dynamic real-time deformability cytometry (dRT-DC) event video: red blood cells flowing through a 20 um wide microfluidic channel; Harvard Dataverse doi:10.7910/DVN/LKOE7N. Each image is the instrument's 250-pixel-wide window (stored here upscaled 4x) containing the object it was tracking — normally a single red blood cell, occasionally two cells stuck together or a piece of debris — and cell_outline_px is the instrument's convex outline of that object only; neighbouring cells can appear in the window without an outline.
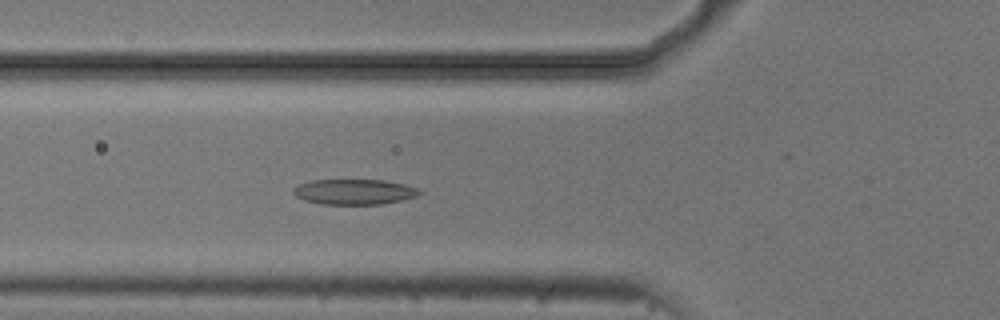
{"species": "common noctule bat (a hibernating species)", "species_latin": "Nyctalus noctula", "temperature_condition": "cold", "stored_images_in_passage": 55, "camera_frame_rate_fps": 3000, "um_per_image_px": 0.085, "animal": {"sex": "male", "body_mass_g": 20.5, "forearm_length_mm": 52.5}, "frame": {"image": 1, "passage_image": 20, "time_ms": 6.333, "image_size_px": [1000, 320], "cell_outline_px": [[424, 192], [416, 196], [384, 204], [320, 204], [304, 200], [296, 196], [292, 192], [292, 188], [300, 184], [312, 180], [384, 180], [404, 184], [420, 188]], "centroid_in_image_um": [30.13, 16.3], "position_along_channel_um": 95.7, "area_um2": 18.73}}
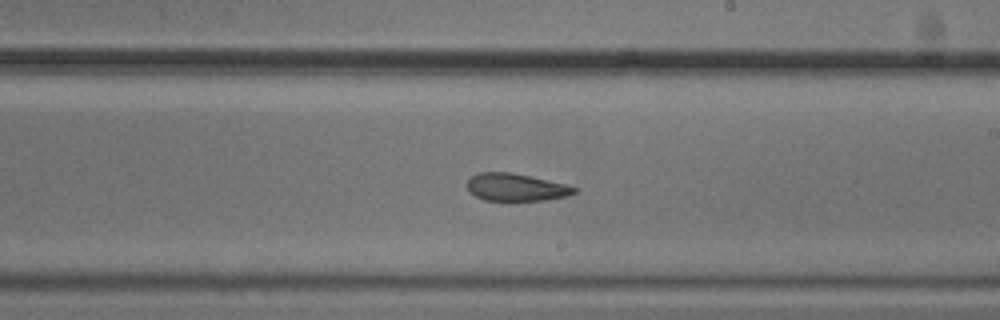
{"frame": {"image": 2, "passage_image": 32, "time_ms": 10.333, "image_size_px": [1000, 320], "cell_outline_px": [[580, 188], [576, 192], [568, 196], [544, 200], [484, 200], [468, 192], [464, 184], [472, 176], [480, 172], [512, 172], [564, 184]], "centroid_in_image_um": [43.82, 15.91], "position_along_channel_um": 245.2, "area_um2": 17.22}}
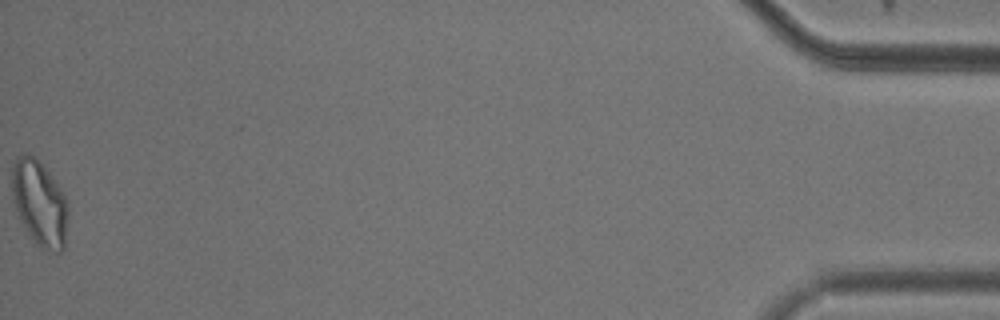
{"frame": {"image": 3, "passage_image": 55, "time_ms": 18.0, "image_size_px": [1000, 320], "cell_outline_px": [[68, 216], [64, 248], [60, 252], [48, 252], [40, 248], [32, 240], [20, 220], [12, 196], [12, 168], [16, 156], [24, 152], [28, 152], [36, 156], [48, 172], [68, 200]], "centroid_in_image_um": [3.36, 17.27], "position_along_channel_um": 431.8, "area_um2": 28.32}, "authors_computed_cell_mechanics": {"area_um2": 20.2878, "velocity_mm_per_s": 3.7234, "shape_relaxation_time_tau1_ms": 4.4373, "shape_relaxation_time_tau2_ms": 4.9818, "deformation_change_tau1": 0.1201, "deformation_change_tau2": 0.1225}}